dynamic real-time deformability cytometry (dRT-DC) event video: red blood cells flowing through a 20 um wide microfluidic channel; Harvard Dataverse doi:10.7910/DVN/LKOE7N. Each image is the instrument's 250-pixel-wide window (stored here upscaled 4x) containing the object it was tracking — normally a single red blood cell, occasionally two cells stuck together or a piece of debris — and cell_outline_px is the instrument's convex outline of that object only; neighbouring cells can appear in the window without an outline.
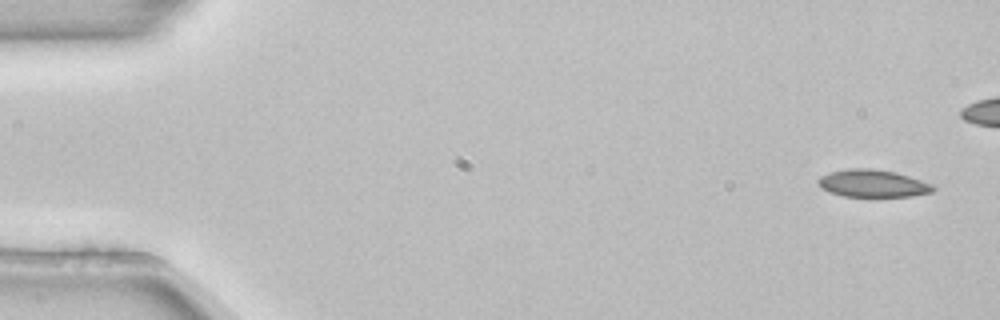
{"species": "common noctule bat (a hibernating species)", "species_latin": "Nyctalus noctula", "temperature_condition": "room temperature", "stored_images_in_passage": 4, "camera_frame_rate_fps": 3000, "um_per_image_px": 0.085, "animal": {"sex": "female", "body_mass_g": 22.7, "forearm_length_mm": 54.2}, "frame": {"image": 1, "passage_image": 1, "time_ms": 0.0, "image_size_px": [1000, 320], "cell_outline_px": [[936, 188], [932, 192], [912, 196], [844, 196], [828, 192], [820, 188], [816, 180], [820, 176], [828, 172], [848, 168], [872, 168], [896, 172], [932, 184]], "centroid_in_image_um": [74.13, 15.58], "position_along_channel_um": 10.9, "area_um2": 18.5}}